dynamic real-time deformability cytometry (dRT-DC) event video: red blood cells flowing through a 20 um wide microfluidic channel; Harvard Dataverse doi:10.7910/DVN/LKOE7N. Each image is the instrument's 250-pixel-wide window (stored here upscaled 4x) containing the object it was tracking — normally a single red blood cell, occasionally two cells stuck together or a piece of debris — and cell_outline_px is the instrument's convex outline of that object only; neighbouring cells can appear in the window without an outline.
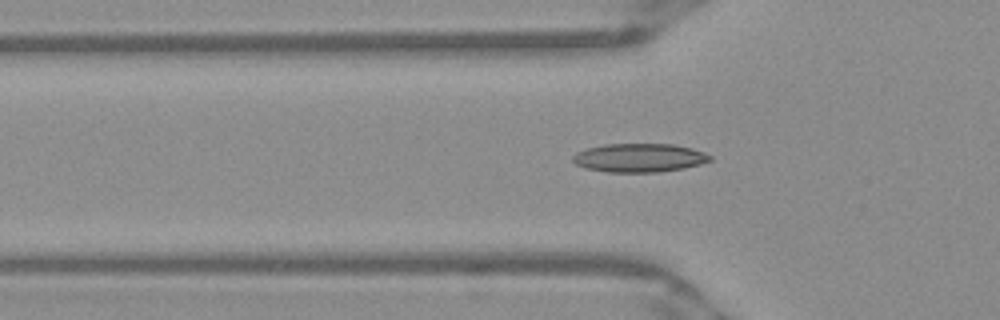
{"species": "Egyptian fruit bat (a non-hibernating species)", "species_latin": "Rousettus aegyptiacus", "temperature_condition": "warm", "stored_images_in_passage": 37, "camera_frame_rate_fps": 3000, "um_per_image_px": 0.085, "frame": {"image": 1, "passage_image": 7, "time_ms": 2.0, "image_size_px": [1000, 320], "cell_outline_px": [[712, 160], [700, 164], [684, 168], [660, 172], [608, 172], [584, 168], [576, 164], [572, 160], [572, 156], [576, 152], [588, 148], [604, 144], [672, 144], [692, 148], [704, 152], [712, 156]], "centroid_in_image_um": [54.34, 13.41], "position_along_channel_um": 71.5, "area_um2": 23.0}}
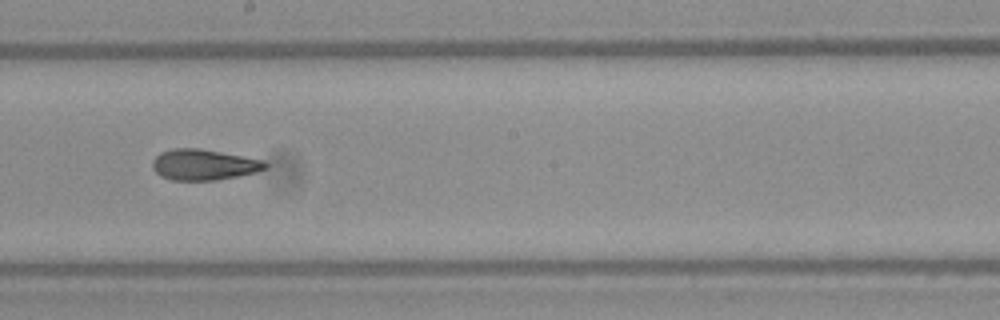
{"frame": {"image": 2, "passage_image": 19, "time_ms": 6.0, "image_size_px": [1000, 320], "cell_outline_px": [[268, 168], [256, 172], [216, 180], [172, 180], [160, 176], [152, 168], [152, 160], [160, 152], [172, 148], [200, 148], [264, 160], [268, 164]], "centroid_in_image_um": [17.31, 13.99], "position_along_channel_um": 230.9, "area_um2": 20.35}}
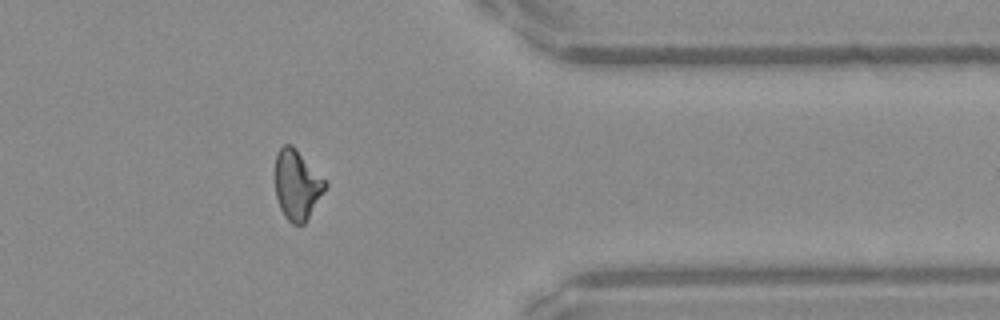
{"frame": {"image": 3, "passage_image": 32, "time_ms": 10.333, "image_size_px": [1000, 320], "cell_outline_px": [[328, 184], [324, 192], [304, 224], [292, 224], [284, 216], [280, 208], [276, 196], [276, 156], [280, 148], [284, 144], [292, 144], [296, 148]], "centroid_in_image_um": [25.24, 15.72], "position_along_channel_um": 386.2, "area_um2": 20.06}}